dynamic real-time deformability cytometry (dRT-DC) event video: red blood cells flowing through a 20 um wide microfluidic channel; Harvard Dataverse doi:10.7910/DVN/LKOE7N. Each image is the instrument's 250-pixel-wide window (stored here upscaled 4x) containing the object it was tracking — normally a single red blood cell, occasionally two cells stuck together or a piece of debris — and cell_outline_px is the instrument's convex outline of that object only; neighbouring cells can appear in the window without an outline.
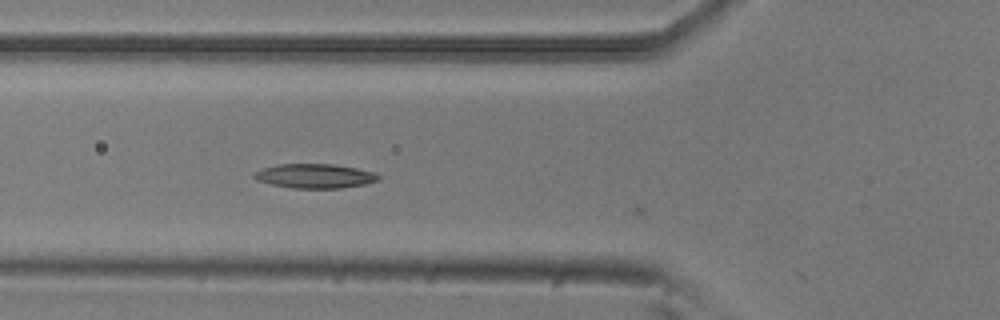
{"species": "common noctule bat (a hibernating species)", "species_latin": "Nyctalus noctula", "temperature_condition": "room temperature", "stored_images_in_passage": 4, "camera_frame_rate_fps": 3000, "um_per_image_px": 0.085, "animal": {"sex": "male", "body_mass_g": 20.5, "forearm_length_mm": 52.5}, "frame": {"image": 1, "passage_image": 3, "time_ms": 0.667, "image_size_px": [1000, 320], "cell_outline_px": [[380, 176], [376, 180], [364, 184], [340, 188], [292, 188], [272, 184], [256, 180], [252, 176], [256, 172], [264, 168], [276, 164], [336, 164], [356, 168], [372, 172]], "centroid_in_image_um": [26.73, 14.95], "position_along_channel_um": 99.1, "area_um2": 17.4}}